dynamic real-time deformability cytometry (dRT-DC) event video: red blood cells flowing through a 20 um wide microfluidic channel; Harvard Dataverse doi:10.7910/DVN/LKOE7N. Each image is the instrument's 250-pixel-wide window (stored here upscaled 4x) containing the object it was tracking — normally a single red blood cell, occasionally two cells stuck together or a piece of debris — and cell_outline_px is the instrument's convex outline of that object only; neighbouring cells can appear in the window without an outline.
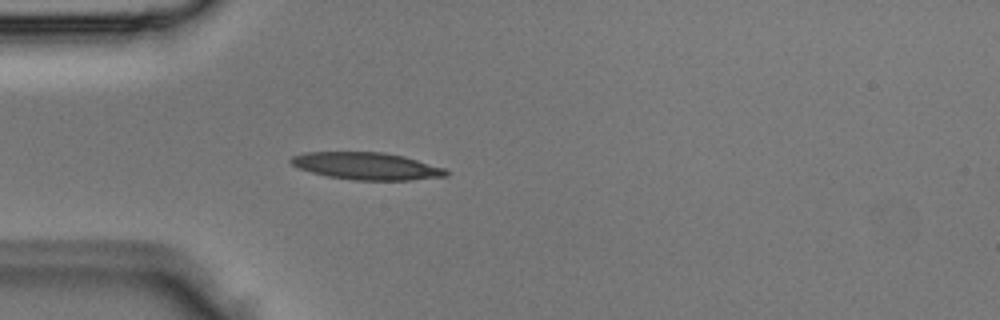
{"species": "Egyptian fruit bat (a non-hibernating species)", "species_latin": "Rousettus aegyptiacus", "temperature_condition": "room temperature", "stored_images_in_passage": 2, "camera_frame_rate_fps": 3000, "um_per_image_px": 0.085, "animal": {"sex": "male"}, "frame": {"image": 1, "passage_image": 2, "time_ms": 0.333, "image_size_px": [1000, 320], "cell_outline_px": [[448, 176], [412, 180], [352, 180], [328, 176], [312, 172], [300, 168], [292, 164], [288, 160], [292, 156], [304, 152], [384, 152], [404, 156], [444, 168], [448, 172]], "centroid_in_image_um": [31.16, 14.11], "position_along_channel_um": 53.8, "area_um2": 24.57}}